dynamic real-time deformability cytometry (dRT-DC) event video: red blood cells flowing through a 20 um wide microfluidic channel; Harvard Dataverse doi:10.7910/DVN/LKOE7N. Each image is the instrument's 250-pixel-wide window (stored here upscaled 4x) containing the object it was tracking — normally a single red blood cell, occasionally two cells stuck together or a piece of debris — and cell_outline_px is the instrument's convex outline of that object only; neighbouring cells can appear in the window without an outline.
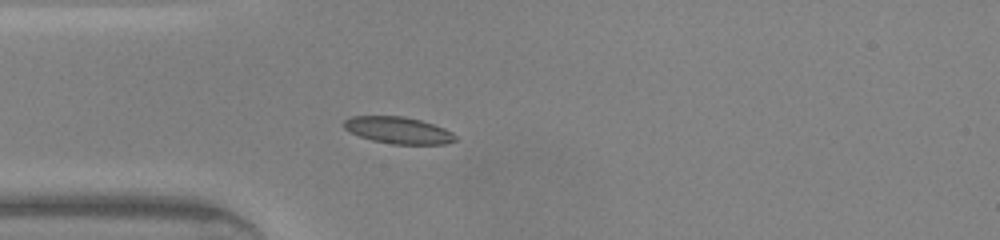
{"species": "common noctule bat (a hibernating species)", "species_latin": "Nyctalus noctula", "temperature_condition": "warm", "stored_images_in_passage": 35, "camera_frame_rate_fps": 3000, "um_per_image_px": 0.085, "animal": {"sex": "male", "body_mass_g": 20.0, "forearm_length_mm": 53.3}, "frame": {"image": 1, "passage_image": 1, "time_ms": 0.0, "image_size_px": [1000, 240], "cell_outline_px": [[456, 140], [444, 144], [392, 144], [372, 140], [360, 136], [344, 128], [344, 120], [352, 116], [404, 116], [420, 120], [444, 128], [452, 132], [456, 136]], "centroid_in_image_um": [33.86, 11.07], "position_along_channel_um": 51.1, "area_um2": 17.22}}
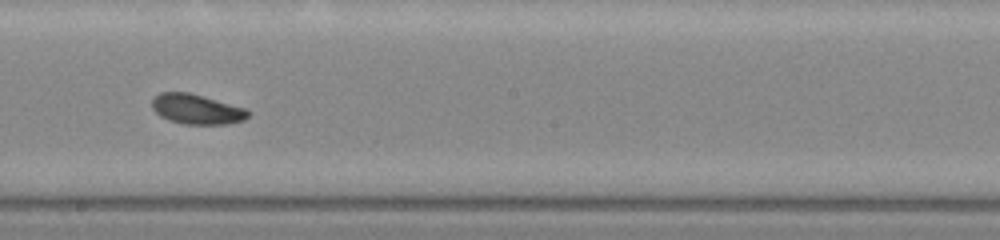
{"frame": {"image": 2, "passage_image": 14, "time_ms": 4.333, "image_size_px": [1000, 240], "cell_outline_px": [[252, 112], [244, 120], [228, 124], [184, 124], [168, 120], [160, 116], [152, 108], [152, 100], [160, 92], [188, 92], [204, 96], [244, 108]], "centroid_in_image_um": [16.72, 9.28], "position_along_channel_um": 231.5, "area_um2": 16.76}}
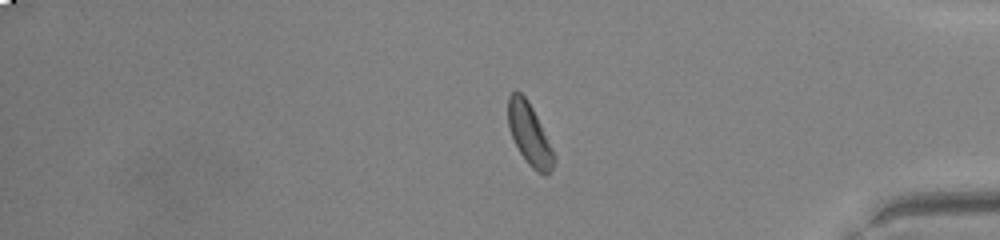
{"frame": {"image": 3, "passage_image": 27, "time_ms": 8.667, "image_size_px": [1000, 240], "cell_outline_px": [[556, 160], [552, 168], [544, 176], [536, 172], [528, 164], [520, 152], [508, 128], [508, 96], [512, 92], [520, 92], [528, 100], [556, 156]], "centroid_in_image_um": [45.0, 11.44], "position_along_channel_um": 390.2, "area_um2": 16.24}, "authors_computed_cell_mechanics": {"area_um2": 16.5308, "velocity_mm_per_s": 4.3013, "shape_relaxation_time_tau1_ms": 2.7447, "shape_relaxation_time_tau2_ms": 2.9816, "deformation_change_tau1": 0.1105, "deformation_change_tau2": 0.0709}}